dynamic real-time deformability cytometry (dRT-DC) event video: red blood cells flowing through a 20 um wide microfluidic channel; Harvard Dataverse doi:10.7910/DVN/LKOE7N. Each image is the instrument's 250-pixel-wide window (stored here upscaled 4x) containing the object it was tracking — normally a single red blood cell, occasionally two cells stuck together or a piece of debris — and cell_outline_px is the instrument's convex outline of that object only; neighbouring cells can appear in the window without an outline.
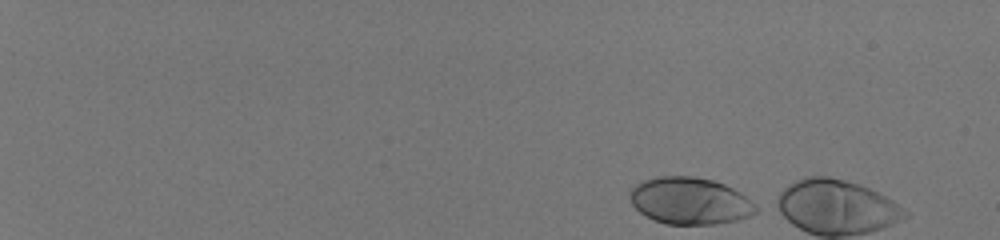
{"species": "human", "species_latin": "Homo sapiens", "temperature_condition": "room temperature", "stored_images_in_passage": 6, "camera_frame_rate_fps": 3000, "um_per_image_px": 0.085, "donor": {"sex": "male"}, "frame": {"image": 1, "passage_image": 1, "time_ms": 0.0, "image_size_px": [1000, 240], "cell_outline_px": [[760, 204], [756, 212], [748, 216], [736, 220], [716, 224], [668, 224], [652, 220], [640, 212], [632, 204], [628, 196], [632, 188], [636, 184], [644, 180], [656, 176], [692, 176], [712, 180], [724, 184], [740, 192]], "centroid_in_image_um": [58.66, 17.07], "position_along_channel_um": 26.3, "area_um2": 34.74}}